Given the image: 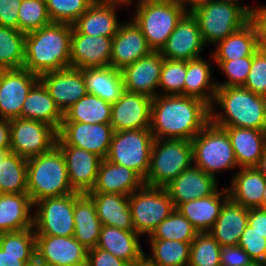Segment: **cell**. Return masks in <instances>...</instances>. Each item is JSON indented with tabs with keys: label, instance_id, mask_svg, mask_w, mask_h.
Instances as JSON below:
<instances>
[{
	"label": "cell",
	"instance_id": "8",
	"mask_svg": "<svg viewBox=\"0 0 266 266\" xmlns=\"http://www.w3.org/2000/svg\"><path fill=\"white\" fill-rule=\"evenodd\" d=\"M191 144L193 165L205 173L216 177L218 171L239 169L226 130L211 121L191 140Z\"/></svg>",
	"mask_w": 266,
	"mask_h": 266
},
{
	"label": "cell",
	"instance_id": "27",
	"mask_svg": "<svg viewBox=\"0 0 266 266\" xmlns=\"http://www.w3.org/2000/svg\"><path fill=\"white\" fill-rule=\"evenodd\" d=\"M226 130L239 168L257 167L266 146V131L222 127Z\"/></svg>",
	"mask_w": 266,
	"mask_h": 266
},
{
	"label": "cell",
	"instance_id": "15",
	"mask_svg": "<svg viewBox=\"0 0 266 266\" xmlns=\"http://www.w3.org/2000/svg\"><path fill=\"white\" fill-rule=\"evenodd\" d=\"M205 46L198 21L188 10L159 52L165 59L188 61L199 58Z\"/></svg>",
	"mask_w": 266,
	"mask_h": 266
},
{
	"label": "cell",
	"instance_id": "43",
	"mask_svg": "<svg viewBox=\"0 0 266 266\" xmlns=\"http://www.w3.org/2000/svg\"><path fill=\"white\" fill-rule=\"evenodd\" d=\"M198 231L192 223L175 209L148 237L149 240H177L192 242Z\"/></svg>",
	"mask_w": 266,
	"mask_h": 266
},
{
	"label": "cell",
	"instance_id": "36",
	"mask_svg": "<svg viewBox=\"0 0 266 266\" xmlns=\"http://www.w3.org/2000/svg\"><path fill=\"white\" fill-rule=\"evenodd\" d=\"M258 31L256 25L250 20L242 28L218 42L213 60H236L243 57H252L259 49Z\"/></svg>",
	"mask_w": 266,
	"mask_h": 266
},
{
	"label": "cell",
	"instance_id": "33",
	"mask_svg": "<svg viewBox=\"0 0 266 266\" xmlns=\"http://www.w3.org/2000/svg\"><path fill=\"white\" fill-rule=\"evenodd\" d=\"M34 228L0 233V266H24L35 255Z\"/></svg>",
	"mask_w": 266,
	"mask_h": 266
},
{
	"label": "cell",
	"instance_id": "45",
	"mask_svg": "<svg viewBox=\"0 0 266 266\" xmlns=\"http://www.w3.org/2000/svg\"><path fill=\"white\" fill-rule=\"evenodd\" d=\"M18 17V30L24 33L40 29L52 22L45 0H22Z\"/></svg>",
	"mask_w": 266,
	"mask_h": 266
},
{
	"label": "cell",
	"instance_id": "47",
	"mask_svg": "<svg viewBox=\"0 0 266 266\" xmlns=\"http://www.w3.org/2000/svg\"><path fill=\"white\" fill-rule=\"evenodd\" d=\"M95 0H45L52 22L73 25Z\"/></svg>",
	"mask_w": 266,
	"mask_h": 266
},
{
	"label": "cell",
	"instance_id": "16",
	"mask_svg": "<svg viewBox=\"0 0 266 266\" xmlns=\"http://www.w3.org/2000/svg\"><path fill=\"white\" fill-rule=\"evenodd\" d=\"M35 252L47 266H86L88 249L73 236L36 235Z\"/></svg>",
	"mask_w": 266,
	"mask_h": 266
},
{
	"label": "cell",
	"instance_id": "37",
	"mask_svg": "<svg viewBox=\"0 0 266 266\" xmlns=\"http://www.w3.org/2000/svg\"><path fill=\"white\" fill-rule=\"evenodd\" d=\"M87 92L113 104L124 91V84L120 70L111 66L88 68L82 70Z\"/></svg>",
	"mask_w": 266,
	"mask_h": 266
},
{
	"label": "cell",
	"instance_id": "48",
	"mask_svg": "<svg viewBox=\"0 0 266 266\" xmlns=\"http://www.w3.org/2000/svg\"><path fill=\"white\" fill-rule=\"evenodd\" d=\"M227 76L226 82H216L217 87L243 86L251 69L252 57L234 60H213Z\"/></svg>",
	"mask_w": 266,
	"mask_h": 266
},
{
	"label": "cell",
	"instance_id": "38",
	"mask_svg": "<svg viewBox=\"0 0 266 266\" xmlns=\"http://www.w3.org/2000/svg\"><path fill=\"white\" fill-rule=\"evenodd\" d=\"M210 64L201 57L188 60L184 82V96L201 99L209 106L212 105L217 91Z\"/></svg>",
	"mask_w": 266,
	"mask_h": 266
},
{
	"label": "cell",
	"instance_id": "26",
	"mask_svg": "<svg viewBox=\"0 0 266 266\" xmlns=\"http://www.w3.org/2000/svg\"><path fill=\"white\" fill-rule=\"evenodd\" d=\"M249 209L228 198L209 231L221 247L236 246L248 225Z\"/></svg>",
	"mask_w": 266,
	"mask_h": 266
},
{
	"label": "cell",
	"instance_id": "10",
	"mask_svg": "<svg viewBox=\"0 0 266 266\" xmlns=\"http://www.w3.org/2000/svg\"><path fill=\"white\" fill-rule=\"evenodd\" d=\"M134 230L150 236L155 228L176 208L165 187L143 185L129 196Z\"/></svg>",
	"mask_w": 266,
	"mask_h": 266
},
{
	"label": "cell",
	"instance_id": "24",
	"mask_svg": "<svg viewBox=\"0 0 266 266\" xmlns=\"http://www.w3.org/2000/svg\"><path fill=\"white\" fill-rule=\"evenodd\" d=\"M66 163L70 185L75 192L88 193L96 184L102 158L75 146H57Z\"/></svg>",
	"mask_w": 266,
	"mask_h": 266
},
{
	"label": "cell",
	"instance_id": "61",
	"mask_svg": "<svg viewBox=\"0 0 266 266\" xmlns=\"http://www.w3.org/2000/svg\"><path fill=\"white\" fill-rule=\"evenodd\" d=\"M259 208L266 210V185H265V189H264V193H263L262 202H261V205Z\"/></svg>",
	"mask_w": 266,
	"mask_h": 266
},
{
	"label": "cell",
	"instance_id": "25",
	"mask_svg": "<svg viewBox=\"0 0 266 266\" xmlns=\"http://www.w3.org/2000/svg\"><path fill=\"white\" fill-rule=\"evenodd\" d=\"M144 185V180L132 169L102 159L96 184L88 193H118L130 196Z\"/></svg>",
	"mask_w": 266,
	"mask_h": 266
},
{
	"label": "cell",
	"instance_id": "28",
	"mask_svg": "<svg viewBox=\"0 0 266 266\" xmlns=\"http://www.w3.org/2000/svg\"><path fill=\"white\" fill-rule=\"evenodd\" d=\"M140 237L135 230L102 225L96 247L110 252L131 265L145 255L140 245Z\"/></svg>",
	"mask_w": 266,
	"mask_h": 266
},
{
	"label": "cell",
	"instance_id": "57",
	"mask_svg": "<svg viewBox=\"0 0 266 266\" xmlns=\"http://www.w3.org/2000/svg\"><path fill=\"white\" fill-rule=\"evenodd\" d=\"M266 179V146L263 151V155L260 158V162L256 167Z\"/></svg>",
	"mask_w": 266,
	"mask_h": 266
},
{
	"label": "cell",
	"instance_id": "5",
	"mask_svg": "<svg viewBox=\"0 0 266 266\" xmlns=\"http://www.w3.org/2000/svg\"><path fill=\"white\" fill-rule=\"evenodd\" d=\"M76 193L68 177L65 159L57 146L27 159V194L32 203Z\"/></svg>",
	"mask_w": 266,
	"mask_h": 266
},
{
	"label": "cell",
	"instance_id": "44",
	"mask_svg": "<svg viewBox=\"0 0 266 266\" xmlns=\"http://www.w3.org/2000/svg\"><path fill=\"white\" fill-rule=\"evenodd\" d=\"M221 248L209 232L198 233L191 242L188 266H221Z\"/></svg>",
	"mask_w": 266,
	"mask_h": 266
},
{
	"label": "cell",
	"instance_id": "21",
	"mask_svg": "<svg viewBox=\"0 0 266 266\" xmlns=\"http://www.w3.org/2000/svg\"><path fill=\"white\" fill-rule=\"evenodd\" d=\"M39 80L62 112L88 93L82 69L69 67L46 72L39 76Z\"/></svg>",
	"mask_w": 266,
	"mask_h": 266
},
{
	"label": "cell",
	"instance_id": "62",
	"mask_svg": "<svg viewBox=\"0 0 266 266\" xmlns=\"http://www.w3.org/2000/svg\"><path fill=\"white\" fill-rule=\"evenodd\" d=\"M9 152L10 149H0V163Z\"/></svg>",
	"mask_w": 266,
	"mask_h": 266
},
{
	"label": "cell",
	"instance_id": "11",
	"mask_svg": "<svg viewBox=\"0 0 266 266\" xmlns=\"http://www.w3.org/2000/svg\"><path fill=\"white\" fill-rule=\"evenodd\" d=\"M33 215L36 235L74 236V193L47 197L34 203Z\"/></svg>",
	"mask_w": 266,
	"mask_h": 266
},
{
	"label": "cell",
	"instance_id": "55",
	"mask_svg": "<svg viewBox=\"0 0 266 266\" xmlns=\"http://www.w3.org/2000/svg\"><path fill=\"white\" fill-rule=\"evenodd\" d=\"M248 225L266 238V210L260 208L249 209Z\"/></svg>",
	"mask_w": 266,
	"mask_h": 266
},
{
	"label": "cell",
	"instance_id": "56",
	"mask_svg": "<svg viewBox=\"0 0 266 266\" xmlns=\"http://www.w3.org/2000/svg\"><path fill=\"white\" fill-rule=\"evenodd\" d=\"M0 149H10V120L0 119Z\"/></svg>",
	"mask_w": 266,
	"mask_h": 266
},
{
	"label": "cell",
	"instance_id": "31",
	"mask_svg": "<svg viewBox=\"0 0 266 266\" xmlns=\"http://www.w3.org/2000/svg\"><path fill=\"white\" fill-rule=\"evenodd\" d=\"M33 207L27 193H0V233L33 228Z\"/></svg>",
	"mask_w": 266,
	"mask_h": 266
},
{
	"label": "cell",
	"instance_id": "3",
	"mask_svg": "<svg viewBox=\"0 0 266 266\" xmlns=\"http://www.w3.org/2000/svg\"><path fill=\"white\" fill-rule=\"evenodd\" d=\"M216 105L223 110L215 109ZM210 121L219 127H239L266 131V97L242 86L217 87L210 106Z\"/></svg>",
	"mask_w": 266,
	"mask_h": 266
},
{
	"label": "cell",
	"instance_id": "60",
	"mask_svg": "<svg viewBox=\"0 0 266 266\" xmlns=\"http://www.w3.org/2000/svg\"><path fill=\"white\" fill-rule=\"evenodd\" d=\"M177 1L182 3L184 6H186V3H187V5L189 4L188 6H190V8H191L193 5H195L201 1H204V0H177Z\"/></svg>",
	"mask_w": 266,
	"mask_h": 266
},
{
	"label": "cell",
	"instance_id": "46",
	"mask_svg": "<svg viewBox=\"0 0 266 266\" xmlns=\"http://www.w3.org/2000/svg\"><path fill=\"white\" fill-rule=\"evenodd\" d=\"M186 72V60L164 59L158 89L165 91L164 95H184Z\"/></svg>",
	"mask_w": 266,
	"mask_h": 266
},
{
	"label": "cell",
	"instance_id": "41",
	"mask_svg": "<svg viewBox=\"0 0 266 266\" xmlns=\"http://www.w3.org/2000/svg\"><path fill=\"white\" fill-rule=\"evenodd\" d=\"M0 193H27V159L9 152L0 163Z\"/></svg>",
	"mask_w": 266,
	"mask_h": 266
},
{
	"label": "cell",
	"instance_id": "49",
	"mask_svg": "<svg viewBox=\"0 0 266 266\" xmlns=\"http://www.w3.org/2000/svg\"><path fill=\"white\" fill-rule=\"evenodd\" d=\"M242 87L266 97V49L259 48L252 56L251 69Z\"/></svg>",
	"mask_w": 266,
	"mask_h": 266
},
{
	"label": "cell",
	"instance_id": "4",
	"mask_svg": "<svg viewBox=\"0 0 266 266\" xmlns=\"http://www.w3.org/2000/svg\"><path fill=\"white\" fill-rule=\"evenodd\" d=\"M251 8L240 0H204L189 10L196 17L205 44H217L251 20Z\"/></svg>",
	"mask_w": 266,
	"mask_h": 266
},
{
	"label": "cell",
	"instance_id": "63",
	"mask_svg": "<svg viewBox=\"0 0 266 266\" xmlns=\"http://www.w3.org/2000/svg\"><path fill=\"white\" fill-rule=\"evenodd\" d=\"M245 266H266V264L259 261H251L248 265Z\"/></svg>",
	"mask_w": 266,
	"mask_h": 266
},
{
	"label": "cell",
	"instance_id": "13",
	"mask_svg": "<svg viewBox=\"0 0 266 266\" xmlns=\"http://www.w3.org/2000/svg\"><path fill=\"white\" fill-rule=\"evenodd\" d=\"M114 132L110 123L62 122L56 146H75L106 159Z\"/></svg>",
	"mask_w": 266,
	"mask_h": 266
},
{
	"label": "cell",
	"instance_id": "39",
	"mask_svg": "<svg viewBox=\"0 0 266 266\" xmlns=\"http://www.w3.org/2000/svg\"><path fill=\"white\" fill-rule=\"evenodd\" d=\"M111 107L112 104L102 98L87 93L63 112L62 122L110 123Z\"/></svg>",
	"mask_w": 266,
	"mask_h": 266
},
{
	"label": "cell",
	"instance_id": "52",
	"mask_svg": "<svg viewBox=\"0 0 266 266\" xmlns=\"http://www.w3.org/2000/svg\"><path fill=\"white\" fill-rule=\"evenodd\" d=\"M22 0H0V26L18 29L19 8Z\"/></svg>",
	"mask_w": 266,
	"mask_h": 266
},
{
	"label": "cell",
	"instance_id": "54",
	"mask_svg": "<svg viewBox=\"0 0 266 266\" xmlns=\"http://www.w3.org/2000/svg\"><path fill=\"white\" fill-rule=\"evenodd\" d=\"M251 20L258 31L259 47L266 49V5L251 8Z\"/></svg>",
	"mask_w": 266,
	"mask_h": 266
},
{
	"label": "cell",
	"instance_id": "2",
	"mask_svg": "<svg viewBox=\"0 0 266 266\" xmlns=\"http://www.w3.org/2000/svg\"><path fill=\"white\" fill-rule=\"evenodd\" d=\"M73 25L51 22L26 33L23 68L40 76L70 67V45Z\"/></svg>",
	"mask_w": 266,
	"mask_h": 266
},
{
	"label": "cell",
	"instance_id": "35",
	"mask_svg": "<svg viewBox=\"0 0 266 266\" xmlns=\"http://www.w3.org/2000/svg\"><path fill=\"white\" fill-rule=\"evenodd\" d=\"M21 118L43 121L57 131L60 129L63 112L40 80L29 91L21 110Z\"/></svg>",
	"mask_w": 266,
	"mask_h": 266
},
{
	"label": "cell",
	"instance_id": "29",
	"mask_svg": "<svg viewBox=\"0 0 266 266\" xmlns=\"http://www.w3.org/2000/svg\"><path fill=\"white\" fill-rule=\"evenodd\" d=\"M228 198L227 188L222 191L217 189L212 195L182 203L177 210L192 223L198 233L209 232Z\"/></svg>",
	"mask_w": 266,
	"mask_h": 266
},
{
	"label": "cell",
	"instance_id": "14",
	"mask_svg": "<svg viewBox=\"0 0 266 266\" xmlns=\"http://www.w3.org/2000/svg\"><path fill=\"white\" fill-rule=\"evenodd\" d=\"M39 81L28 70H0V119L21 118V110L31 88Z\"/></svg>",
	"mask_w": 266,
	"mask_h": 266
},
{
	"label": "cell",
	"instance_id": "17",
	"mask_svg": "<svg viewBox=\"0 0 266 266\" xmlns=\"http://www.w3.org/2000/svg\"><path fill=\"white\" fill-rule=\"evenodd\" d=\"M151 104L152 98L124 90L111 107L110 124L114 131L150 128Z\"/></svg>",
	"mask_w": 266,
	"mask_h": 266
},
{
	"label": "cell",
	"instance_id": "51",
	"mask_svg": "<svg viewBox=\"0 0 266 266\" xmlns=\"http://www.w3.org/2000/svg\"><path fill=\"white\" fill-rule=\"evenodd\" d=\"M86 266H130L126 261L98 247L88 250Z\"/></svg>",
	"mask_w": 266,
	"mask_h": 266
},
{
	"label": "cell",
	"instance_id": "1",
	"mask_svg": "<svg viewBox=\"0 0 266 266\" xmlns=\"http://www.w3.org/2000/svg\"><path fill=\"white\" fill-rule=\"evenodd\" d=\"M210 122V106L184 95H157L151 104L150 130L154 139L191 141Z\"/></svg>",
	"mask_w": 266,
	"mask_h": 266
},
{
	"label": "cell",
	"instance_id": "7",
	"mask_svg": "<svg viewBox=\"0 0 266 266\" xmlns=\"http://www.w3.org/2000/svg\"><path fill=\"white\" fill-rule=\"evenodd\" d=\"M193 165L192 144L184 139H154L144 185L165 187Z\"/></svg>",
	"mask_w": 266,
	"mask_h": 266
},
{
	"label": "cell",
	"instance_id": "12",
	"mask_svg": "<svg viewBox=\"0 0 266 266\" xmlns=\"http://www.w3.org/2000/svg\"><path fill=\"white\" fill-rule=\"evenodd\" d=\"M57 130L38 120H10V152L26 159L50 151L56 146Z\"/></svg>",
	"mask_w": 266,
	"mask_h": 266
},
{
	"label": "cell",
	"instance_id": "59",
	"mask_svg": "<svg viewBox=\"0 0 266 266\" xmlns=\"http://www.w3.org/2000/svg\"><path fill=\"white\" fill-rule=\"evenodd\" d=\"M130 266H157L152 263L145 255L135 263L131 264Z\"/></svg>",
	"mask_w": 266,
	"mask_h": 266
},
{
	"label": "cell",
	"instance_id": "58",
	"mask_svg": "<svg viewBox=\"0 0 266 266\" xmlns=\"http://www.w3.org/2000/svg\"><path fill=\"white\" fill-rule=\"evenodd\" d=\"M24 266H47V264L35 255L31 260L27 261Z\"/></svg>",
	"mask_w": 266,
	"mask_h": 266
},
{
	"label": "cell",
	"instance_id": "50",
	"mask_svg": "<svg viewBox=\"0 0 266 266\" xmlns=\"http://www.w3.org/2000/svg\"><path fill=\"white\" fill-rule=\"evenodd\" d=\"M238 246L241 247L252 261H259L266 264V238L250 225L242 233Z\"/></svg>",
	"mask_w": 266,
	"mask_h": 266
},
{
	"label": "cell",
	"instance_id": "22",
	"mask_svg": "<svg viewBox=\"0 0 266 266\" xmlns=\"http://www.w3.org/2000/svg\"><path fill=\"white\" fill-rule=\"evenodd\" d=\"M151 51L141 28L133 19L121 23L112 39L110 66L121 71Z\"/></svg>",
	"mask_w": 266,
	"mask_h": 266
},
{
	"label": "cell",
	"instance_id": "23",
	"mask_svg": "<svg viewBox=\"0 0 266 266\" xmlns=\"http://www.w3.org/2000/svg\"><path fill=\"white\" fill-rule=\"evenodd\" d=\"M218 180L192 165L165 186L175 208L182 203L212 195L218 189Z\"/></svg>",
	"mask_w": 266,
	"mask_h": 266
},
{
	"label": "cell",
	"instance_id": "20",
	"mask_svg": "<svg viewBox=\"0 0 266 266\" xmlns=\"http://www.w3.org/2000/svg\"><path fill=\"white\" fill-rule=\"evenodd\" d=\"M131 2L132 0H95L73 26L81 34L113 37L121 25L116 12L118 7L130 5Z\"/></svg>",
	"mask_w": 266,
	"mask_h": 266
},
{
	"label": "cell",
	"instance_id": "34",
	"mask_svg": "<svg viewBox=\"0 0 266 266\" xmlns=\"http://www.w3.org/2000/svg\"><path fill=\"white\" fill-rule=\"evenodd\" d=\"M94 201L102 225L134 230L129 196L118 193H87Z\"/></svg>",
	"mask_w": 266,
	"mask_h": 266
},
{
	"label": "cell",
	"instance_id": "9",
	"mask_svg": "<svg viewBox=\"0 0 266 266\" xmlns=\"http://www.w3.org/2000/svg\"><path fill=\"white\" fill-rule=\"evenodd\" d=\"M153 142L150 128L115 131L106 160L132 169L145 180Z\"/></svg>",
	"mask_w": 266,
	"mask_h": 266
},
{
	"label": "cell",
	"instance_id": "53",
	"mask_svg": "<svg viewBox=\"0 0 266 266\" xmlns=\"http://www.w3.org/2000/svg\"><path fill=\"white\" fill-rule=\"evenodd\" d=\"M249 255L238 245L221 248V266H245L251 262Z\"/></svg>",
	"mask_w": 266,
	"mask_h": 266
},
{
	"label": "cell",
	"instance_id": "18",
	"mask_svg": "<svg viewBox=\"0 0 266 266\" xmlns=\"http://www.w3.org/2000/svg\"><path fill=\"white\" fill-rule=\"evenodd\" d=\"M112 39L113 37L81 34L73 26L70 67L84 70L110 66Z\"/></svg>",
	"mask_w": 266,
	"mask_h": 266
},
{
	"label": "cell",
	"instance_id": "32",
	"mask_svg": "<svg viewBox=\"0 0 266 266\" xmlns=\"http://www.w3.org/2000/svg\"><path fill=\"white\" fill-rule=\"evenodd\" d=\"M266 179L256 167L239 168L227 188L229 198L245 208H259Z\"/></svg>",
	"mask_w": 266,
	"mask_h": 266
},
{
	"label": "cell",
	"instance_id": "30",
	"mask_svg": "<svg viewBox=\"0 0 266 266\" xmlns=\"http://www.w3.org/2000/svg\"><path fill=\"white\" fill-rule=\"evenodd\" d=\"M74 238L85 248L98 244L102 223L93 199L87 193H74Z\"/></svg>",
	"mask_w": 266,
	"mask_h": 266
},
{
	"label": "cell",
	"instance_id": "42",
	"mask_svg": "<svg viewBox=\"0 0 266 266\" xmlns=\"http://www.w3.org/2000/svg\"><path fill=\"white\" fill-rule=\"evenodd\" d=\"M151 256H145L157 266H188L191 242L149 240Z\"/></svg>",
	"mask_w": 266,
	"mask_h": 266
},
{
	"label": "cell",
	"instance_id": "6",
	"mask_svg": "<svg viewBox=\"0 0 266 266\" xmlns=\"http://www.w3.org/2000/svg\"><path fill=\"white\" fill-rule=\"evenodd\" d=\"M133 20L141 28L148 46L159 51L177 23L189 10L177 0H139Z\"/></svg>",
	"mask_w": 266,
	"mask_h": 266
},
{
	"label": "cell",
	"instance_id": "19",
	"mask_svg": "<svg viewBox=\"0 0 266 266\" xmlns=\"http://www.w3.org/2000/svg\"><path fill=\"white\" fill-rule=\"evenodd\" d=\"M164 57L159 51H151L121 70L124 90L140 93L150 98L159 95L158 86Z\"/></svg>",
	"mask_w": 266,
	"mask_h": 266
},
{
	"label": "cell",
	"instance_id": "40",
	"mask_svg": "<svg viewBox=\"0 0 266 266\" xmlns=\"http://www.w3.org/2000/svg\"><path fill=\"white\" fill-rule=\"evenodd\" d=\"M26 33L0 26V70L21 69L25 62Z\"/></svg>",
	"mask_w": 266,
	"mask_h": 266
}]
</instances>
